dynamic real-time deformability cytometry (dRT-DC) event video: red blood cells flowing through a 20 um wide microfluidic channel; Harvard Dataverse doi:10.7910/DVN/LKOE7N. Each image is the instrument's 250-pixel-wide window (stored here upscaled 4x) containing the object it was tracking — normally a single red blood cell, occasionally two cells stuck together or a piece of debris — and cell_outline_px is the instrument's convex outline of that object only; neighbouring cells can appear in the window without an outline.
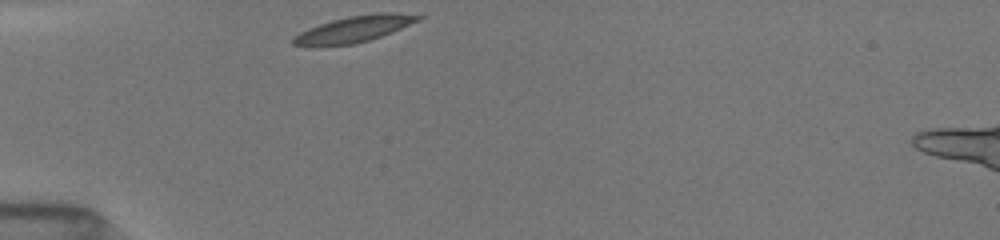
{"species": "common noctule bat (a hibernating species)", "species_latin": "Nyctalus noctula", "temperature_condition": "room temperature", "stored_images_in_passage": 30, "camera_frame_rate_fps": 3000, "um_per_image_px": 0.085, "animal": {"sex": "female", "body_mass_g": 19.5, "forearm_length_mm": 54.1}, "frame": {"image": 1, "passage_image": 1, "time_ms": 0.0, "image_size_px": [1000, 240], "cell_outline_px": [[424, 16], [420, 20], [392, 32], [356, 44], [292, 44], [292, 40], [300, 32], [308, 28], [332, 20], [348, 16], [376, 12], [388, 12]], "centroid_in_image_um": [30.19, 2.43], "position_along_channel_um": 54.8, "area_um2": 18.44}}
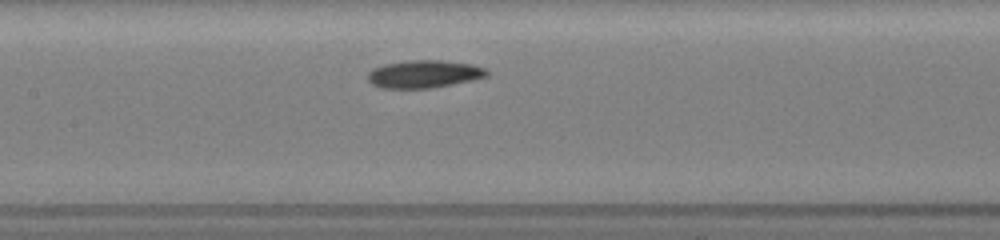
{"frame": {"image": 2, "passage_image": 11, "time_ms": 3.333, "image_size_px": [1000, 240], "cell_outline_px": [[488, 76], [472, 80], [432, 88], [380, 88], [372, 84], [368, 80], [368, 72], [372, 68], [384, 64], [412, 60], [440, 60], [472, 64], [488, 68]], "centroid_in_image_um": [36.05, 6.29], "position_along_channel_um": 171.3, "area_um2": 19.31}}
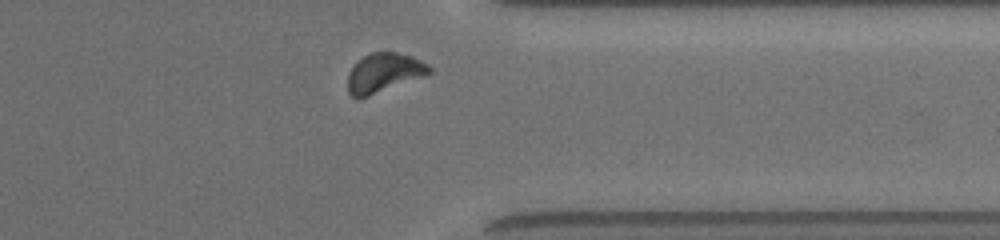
{"frame": {"image": 3, "passage_image": 27, "time_ms": 8.667, "image_size_px": [1000, 240], "cell_outline_px": [[432, 72], [368, 96], [356, 100], [348, 92], [348, 72], [364, 56], [372, 52], [396, 52], [412, 56], [428, 64], [432, 68]], "centroid_in_image_um": [32.61, 6.18], "position_along_channel_um": 378.8, "area_um2": 18.26}, "authors_computed_cell_mechanics": {"area_um2": 18.6983, "velocity_mm_per_s": 3.9456, "shape_relaxation_time_tau1_ms": 2.3919, "shape_relaxation_time_tau2_ms": 9.9046, "deformation_change_tau1": 0.0967, "deformation_change_tau2": 0.1689}}